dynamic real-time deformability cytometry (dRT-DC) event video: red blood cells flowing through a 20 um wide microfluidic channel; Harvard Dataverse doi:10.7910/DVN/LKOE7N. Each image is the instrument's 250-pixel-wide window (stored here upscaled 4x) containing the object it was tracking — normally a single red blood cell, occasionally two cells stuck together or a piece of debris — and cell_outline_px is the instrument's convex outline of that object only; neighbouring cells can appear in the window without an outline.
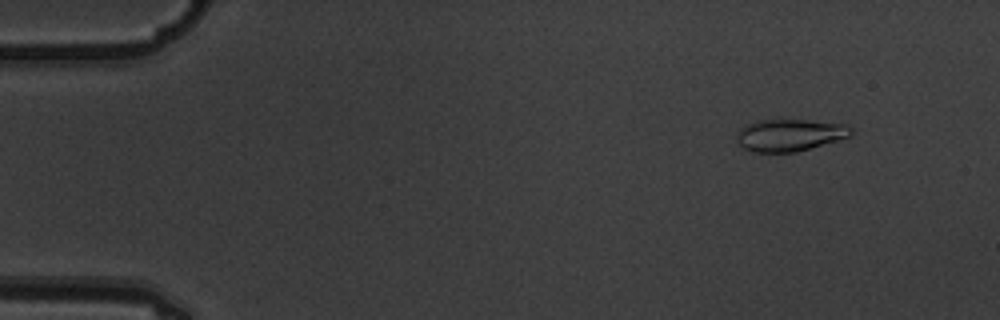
{"species": "common noctule bat (a hibernating species)", "species_latin": "Nyctalus noctula", "temperature_condition": "warm", "stored_images_in_passage": 6, "camera_frame_rate_fps": 3000, "um_per_image_px": 0.085, "animal": {"sex": "male", "body_mass_g": 19.5, "forearm_length_mm": 54.6}, "frame": {"image": 1, "passage_image": 2, "time_ms": 0.333, "image_size_px": [1000, 320], "cell_outline_px": [[852, 132], [848, 136], [836, 140], [796, 152], [752, 152], [744, 148], [740, 144], [736, 136], [736, 132], [740, 128], [756, 120], [784, 116], [852, 124]], "centroid_in_image_um": [67.13, 11.4], "position_along_channel_um": 17.9, "area_um2": 22.37}}